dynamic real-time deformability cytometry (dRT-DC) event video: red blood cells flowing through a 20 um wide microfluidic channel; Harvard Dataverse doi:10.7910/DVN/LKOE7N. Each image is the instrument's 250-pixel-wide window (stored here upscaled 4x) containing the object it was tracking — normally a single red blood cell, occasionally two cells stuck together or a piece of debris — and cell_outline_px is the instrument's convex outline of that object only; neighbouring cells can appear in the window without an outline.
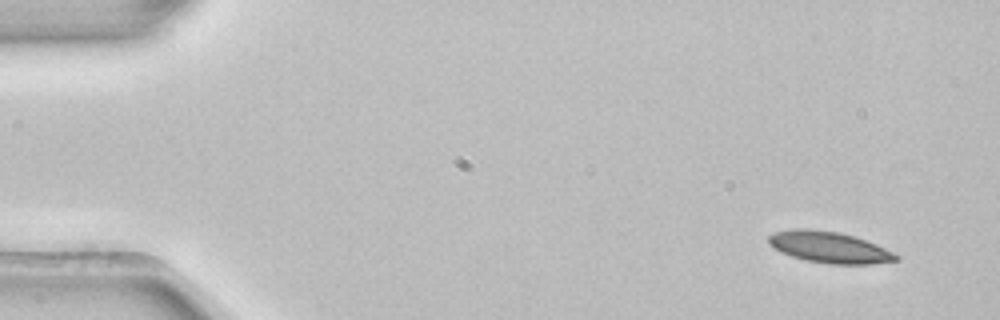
{"species": "common noctule bat (a hibernating species)", "species_latin": "Nyctalus noctula", "temperature_condition": "room temperature", "stored_images_in_passage": 3, "camera_frame_rate_fps": 3000, "um_per_image_px": 0.085, "animal": {"sex": "female", "body_mass_g": 22.7, "forearm_length_mm": 54.2}, "frame": {"image": 1, "passage_image": 1, "time_ms": 0.0, "image_size_px": [1000, 320], "cell_outline_px": [[900, 260], [872, 264], [828, 264], [804, 260], [780, 252], [772, 248], [768, 244], [768, 236], [776, 232], [792, 228], [808, 228], [836, 232], [852, 236], [876, 244], [900, 256]], "centroid_in_image_um": [70.45, 21.02], "position_along_channel_um": 14.5, "area_um2": 23.29}}
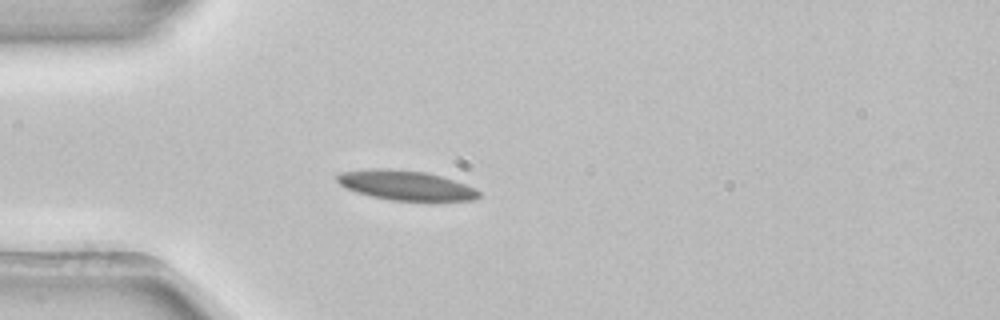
{"frame": {"image": 2, "passage_image": 3, "time_ms": 0.667, "image_size_px": [1000, 320], "cell_outline_px": [[480, 196], [472, 200], [392, 200], [372, 196], [356, 192], [344, 188], [336, 180], [336, 176], [340, 172], [372, 168], [388, 168], [424, 172], [440, 176], [476, 188], [480, 192]], "centroid_in_image_um": [34.43, 15.74], "position_along_channel_um": 50.6, "area_um2": 24.28}}